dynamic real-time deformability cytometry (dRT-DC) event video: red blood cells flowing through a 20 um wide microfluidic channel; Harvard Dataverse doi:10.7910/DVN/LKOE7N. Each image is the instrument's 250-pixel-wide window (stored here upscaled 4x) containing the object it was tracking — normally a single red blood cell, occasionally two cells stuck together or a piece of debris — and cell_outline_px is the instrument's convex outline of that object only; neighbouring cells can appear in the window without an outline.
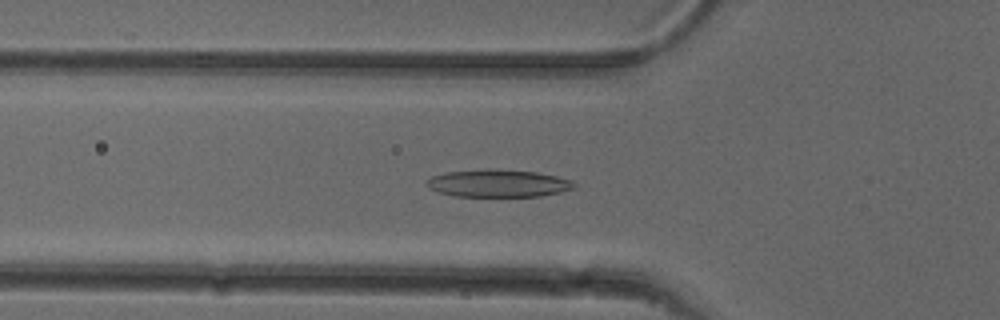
{"species": "common noctule bat (a hibernating species)", "species_latin": "Nyctalus noctula", "temperature_condition": "cold", "stored_images_in_passage": 53, "camera_frame_rate_fps": 3000, "um_per_image_px": 0.085, "animal": {"sex": "female"}, "frame": {"image": 1, "passage_image": 18, "time_ms": 5.667, "image_size_px": [1000, 320], "cell_outline_px": [[576, 188], [560, 192], [540, 196], [456, 196], [436, 192], [428, 188], [424, 184], [424, 180], [432, 176], [448, 172], [484, 168], [488, 168], [536, 172], [556, 176], [572, 180], [576, 184]], "centroid_in_image_um": [42.3, 15.57], "position_along_channel_um": 83.5, "area_um2": 23.93}}
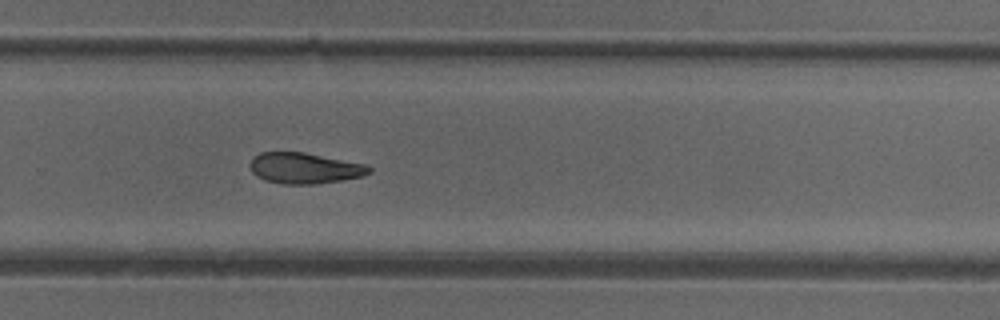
{"frame": {"image": 2, "passage_image": 35, "time_ms": 11.333, "image_size_px": [1000, 320], "cell_outline_px": [[372, 172], [360, 176], [340, 180], [312, 184], [284, 184], [264, 180], [256, 176], [252, 172], [248, 164], [252, 156], [260, 152], [304, 152], [364, 164], [372, 168]], "centroid_in_image_um": [25.81, 14.28], "position_along_channel_um": 304.0, "area_um2": 21.39}}
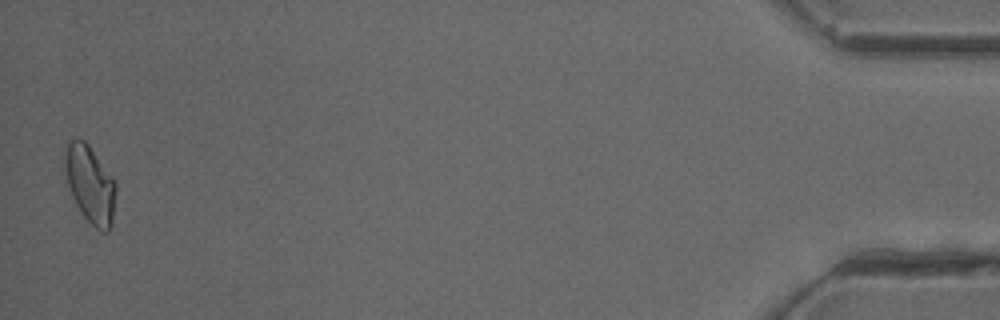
{"frame": {"image": 3, "passage_image": 52, "time_ms": 17.0, "image_size_px": [1000, 320], "cell_outline_px": [[116, 192], [112, 224], [108, 232], [100, 232], [84, 216], [76, 204], [68, 188], [64, 168], [64, 164], [68, 144], [72, 140], [84, 140], [88, 144], [116, 180]], "centroid_in_image_um": [7.69, 15.7], "position_along_channel_um": 427.5, "area_um2": 22.95}, "authors_computed_cell_mechanics": {"area_um2": 22.4842, "velocity_mm_per_s": 3.8818, "shape_relaxation_time_tau1_ms": null, "shape_relaxation_time_tau2_ms": 6.646, "deformation_change_tau1": null, "deformation_change_tau2": 0.1378}}